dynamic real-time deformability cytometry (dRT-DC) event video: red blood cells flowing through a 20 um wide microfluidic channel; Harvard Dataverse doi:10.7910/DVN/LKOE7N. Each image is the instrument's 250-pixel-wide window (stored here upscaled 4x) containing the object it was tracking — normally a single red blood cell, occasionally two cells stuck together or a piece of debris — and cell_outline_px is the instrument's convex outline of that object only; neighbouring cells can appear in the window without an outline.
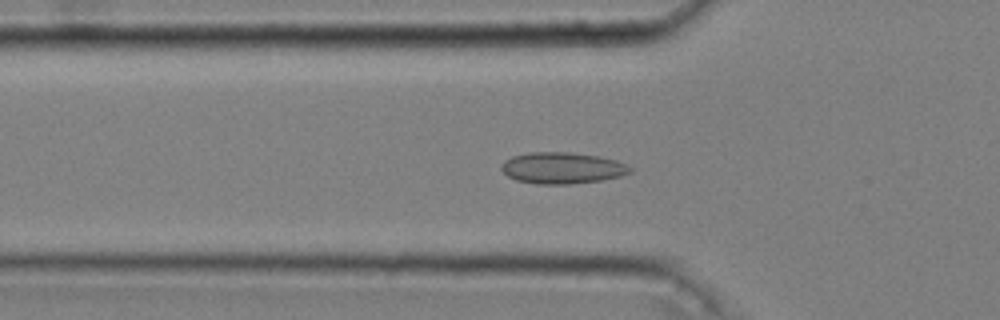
{"species": "common noctule bat (a hibernating species)", "species_latin": "Nyctalus noctula", "temperature_condition": "cold", "stored_images_in_passage": 53, "camera_frame_rate_fps": 3000, "um_per_image_px": 0.085, "animal": {"sex": "male", "body_mass_g": 20.4}, "frame": {"image": 1, "passage_image": 18, "time_ms": 5.667, "image_size_px": [1000, 320], "cell_outline_px": [[632, 172], [620, 176], [600, 180], [572, 184], [536, 184], [516, 180], [508, 176], [500, 168], [500, 164], [504, 160], [512, 156], [528, 152], [572, 152], [600, 156], [616, 160], [632, 168]], "centroid_in_image_um": [47.76, 14.27], "position_along_channel_um": 78.0, "area_um2": 23.7}}
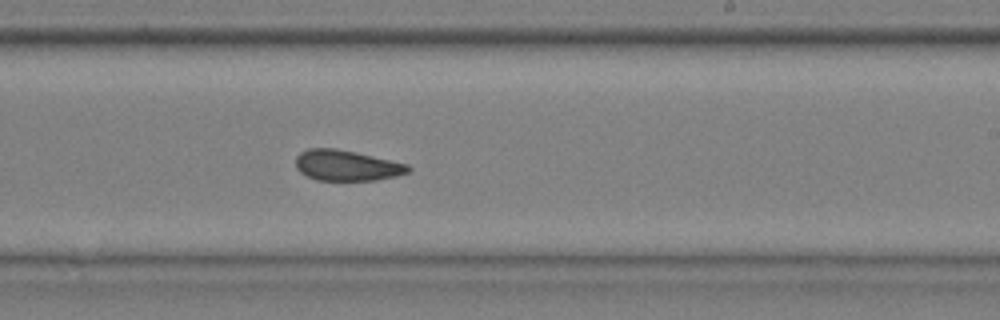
{"frame": {"image": 2, "passage_image": 33, "time_ms": 10.667, "image_size_px": [1000, 320], "cell_outline_px": [[412, 168], [408, 172], [396, 176], [376, 180], [316, 180], [300, 172], [296, 168], [296, 156], [300, 152], [308, 148], [336, 148], [356, 152], [408, 164]], "centroid_in_image_um": [29.46, 14.06], "position_along_channel_um": 259.5, "area_um2": 20.11}}
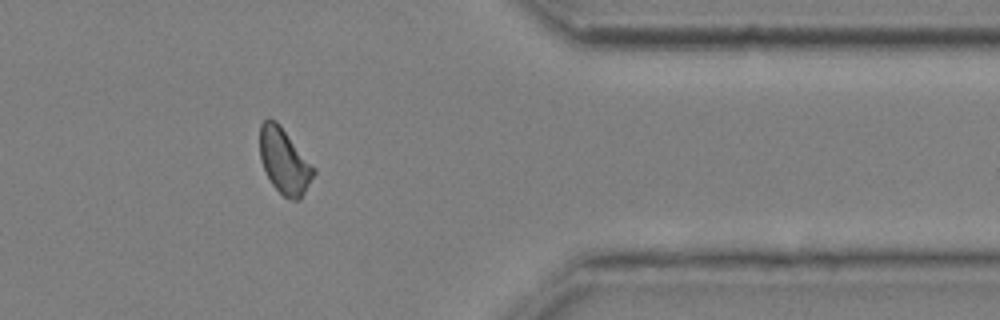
{"frame": {"image": 3, "passage_image": 45, "time_ms": 14.667, "image_size_px": [1000, 320], "cell_outline_px": [[316, 172], [300, 200], [288, 200], [272, 184], [260, 160], [260, 124], [268, 116], [276, 120], [280, 124], [316, 168]], "centroid_in_image_um": [24.17, 13.67], "position_along_channel_um": 387.2, "area_um2": 20.69}, "authors_computed_cell_mechanics": {"area_um2": 20.7502, "velocity_mm_per_s": 3.6268, "shape_relaxation_time_tau1_ms": null, "shape_relaxation_time_tau2_ms": 3.7683, "deformation_change_tau1": null, "deformation_change_tau2": 0.0748}}